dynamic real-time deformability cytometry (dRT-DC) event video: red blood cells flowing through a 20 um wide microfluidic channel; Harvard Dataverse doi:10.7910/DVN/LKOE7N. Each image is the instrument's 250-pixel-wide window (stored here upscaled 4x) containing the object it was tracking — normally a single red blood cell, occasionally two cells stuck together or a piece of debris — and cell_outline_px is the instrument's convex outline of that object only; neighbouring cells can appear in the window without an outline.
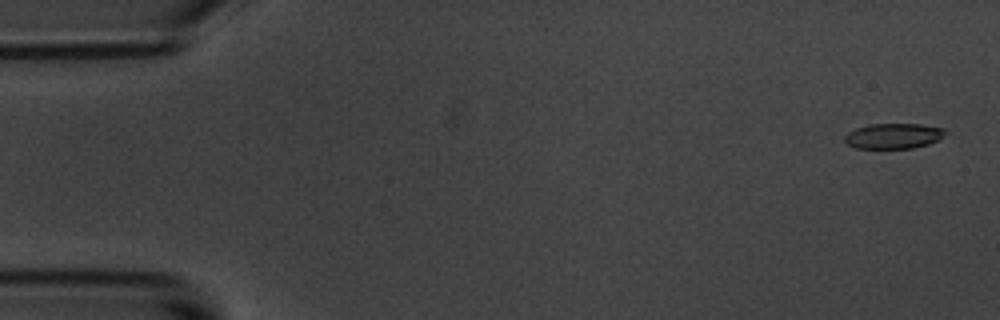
{"species": "common noctule bat (a hibernating species)", "species_latin": "Nyctalus noctula", "temperature_condition": "room temperature", "stored_images_in_passage": 5, "camera_frame_rate_fps": 3000, "um_per_image_px": 0.085, "animal": {"sex": "male", "body_mass_g": 20.1, "forearm_length_mm": 53.5}, "frame": {"image": 1, "passage_image": 1, "time_ms": 0.0, "image_size_px": [1000, 320], "cell_outline_px": [[948, 132], [940, 140], [928, 144], [912, 148], [856, 148], [848, 144], [844, 140], [844, 136], [848, 132], [856, 128], [872, 124], [920, 124], [944, 128]], "centroid_in_image_um": [75.99, 11.55], "position_along_channel_um": 9.0, "area_um2": 14.91}}
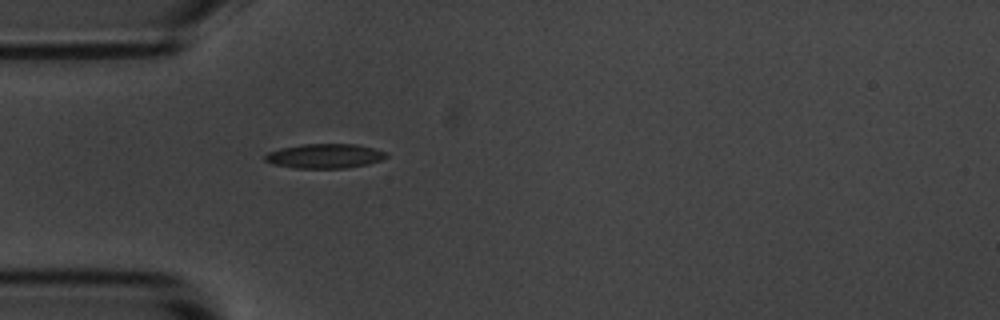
{"frame": {"image": 2, "passage_image": 5, "time_ms": 1.333, "image_size_px": [1000, 320], "cell_outline_px": [[388, 156], [380, 160], [368, 164], [344, 168], [296, 168], [272, 164], [264, 160], [264, 156], [268, 152], [280, 148], [300, 144], [356, 144], [388, 152]], "centroid_in_image_um": [27.58, 13.26], "position_along_channel_um": 57.4, "area_um2": 17.34}}